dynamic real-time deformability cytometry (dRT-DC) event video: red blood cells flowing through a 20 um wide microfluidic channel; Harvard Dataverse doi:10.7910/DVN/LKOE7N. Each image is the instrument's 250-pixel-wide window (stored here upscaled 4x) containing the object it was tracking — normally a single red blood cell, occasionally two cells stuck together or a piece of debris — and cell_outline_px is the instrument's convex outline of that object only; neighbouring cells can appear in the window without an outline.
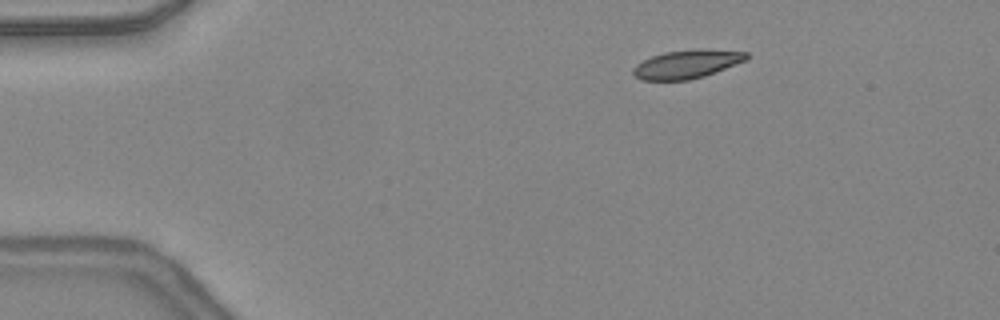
{"species": "common noctule bat (a hibernating species)", "species_latin": "Nyctalus noctula", "temperature_condition": "warm", "stored_images_in_passage": 41, "camera_frame_rate_fps": 3000, "um_per_image_px": 0.085, "animal": {"sex": "female", "body_mass_g": 24.6, "forearm_length_mm": 56.2}, "frame": {"image": 1, "passage_image": 2, "time_ms": 0.333, "image_size_px": [1000, 320], "cell_outline_px": [[748, 60], [704, 76], [688, 80], [640, 80], [632, 72], [632, 68], [636, 64], [652, 56], [664, 52], [692, 48], [704, 48], [748, 52]], "centroid_in_image_um": [58.41, 5.43], "position_along_channel_um": 26.6, "area_um2": 19.07}}
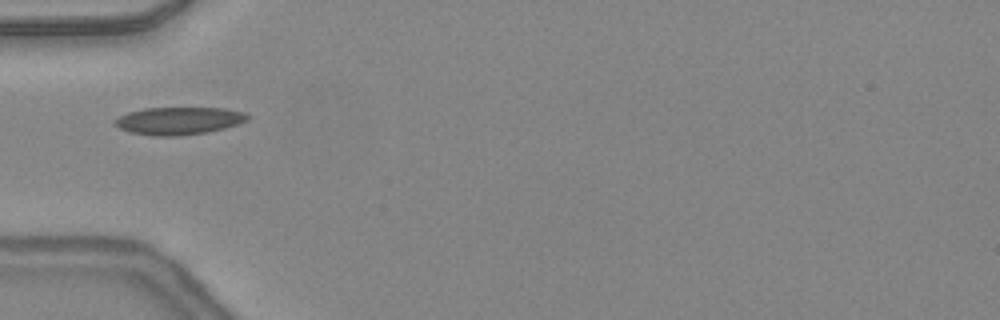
{"frame": {"image": 2, "passage_image": 10, "time_ms": 3.0, "image_size_px": [1000, 320], "cell_outline_px": [[252, 116], [248, 120], [224, 128], [208, 132], [176, 136], [152, 136], [132, 132], [120, 128], [112, 124], [112, 120], [128, 112], [144, 108], [224, 108], [244, 112]], "centroid_in_image_um": [15.19, 10.26], "position_along_channel_um": 69.8, "area_um2": 21.39}}
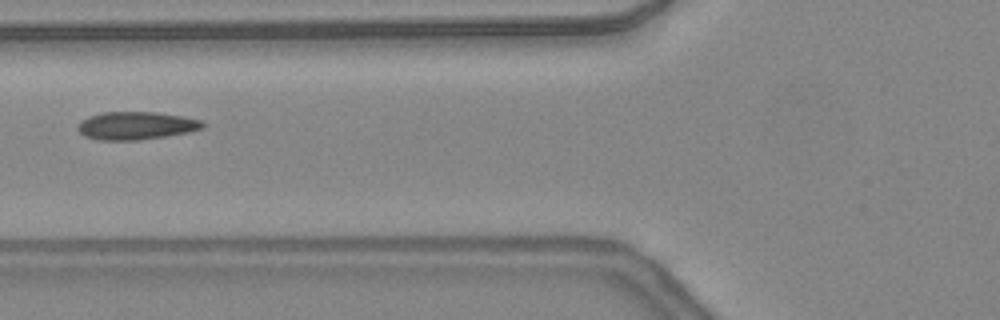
{"frame": {"image": 3, "passage_image": 13, "time_ms": 4.0, "image_size_px": [1000, 320], "cell_outline_px": [[204, 128], [188, 132], [164, 136], [136, 140], [100, 140], [84, 136], [76, 128], [76, 124], [80, 120], [88, 116], [104, 112], [156, 112], [184, 116], [200, 120], [204, 124]], "centroid_in_image_um": [11.52, 10.67], "position_along_channel_um": 114.3, "area_um2": 20.35}, "authors_computed_cell_mechanics": {"area_um2": 19.5942, "velocity_mm_per_s": 4.3778, "shape_relaxation_time_tau1_ms": 6.2958, "shape_relaxation_time_tau2_ms": 1.6084, "deformation_change_tau1": 0.1611, "deformation_change_tau2": 0.0639}}